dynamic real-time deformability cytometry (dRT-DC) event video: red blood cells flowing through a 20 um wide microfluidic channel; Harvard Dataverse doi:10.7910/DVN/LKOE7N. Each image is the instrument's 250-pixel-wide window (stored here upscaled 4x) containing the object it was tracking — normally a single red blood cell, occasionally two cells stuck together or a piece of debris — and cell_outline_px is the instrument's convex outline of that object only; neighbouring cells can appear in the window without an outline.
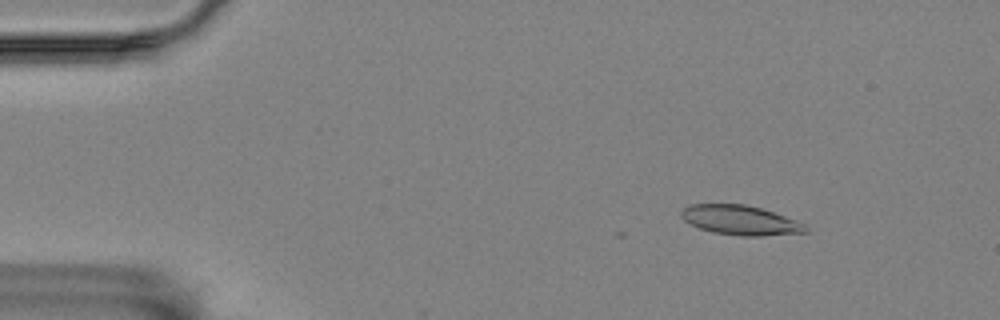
{"species": "Egyptian fruit bat (a non-hibernating species)", "species_latin": "Rousettus aegyptiacus", "temperature_condition": "room temperature", "stored_images_in_passage": 12, "camera_frame_rate_fps": 3000, "um_per_image_px": 0.085, "animal": {"sex": "female"}, "frame": {"image": 1, "passage_image": 7, "time_ms": 2.0, "image_size_px": [1000, 320], "cell_outline_px": [[808, 232], [760, 236], [740, 236], [712, 232], [700, 228], [684, 220], [680, 216], [680, 212], [688, 204], [744, 204], [760, 208], [796, 220], [804, 224], [808, 228]], "centroid_in_image_um": [62.91, 18.72], "position_along_channel_um": 22.1, "area_um2": 21.33}}